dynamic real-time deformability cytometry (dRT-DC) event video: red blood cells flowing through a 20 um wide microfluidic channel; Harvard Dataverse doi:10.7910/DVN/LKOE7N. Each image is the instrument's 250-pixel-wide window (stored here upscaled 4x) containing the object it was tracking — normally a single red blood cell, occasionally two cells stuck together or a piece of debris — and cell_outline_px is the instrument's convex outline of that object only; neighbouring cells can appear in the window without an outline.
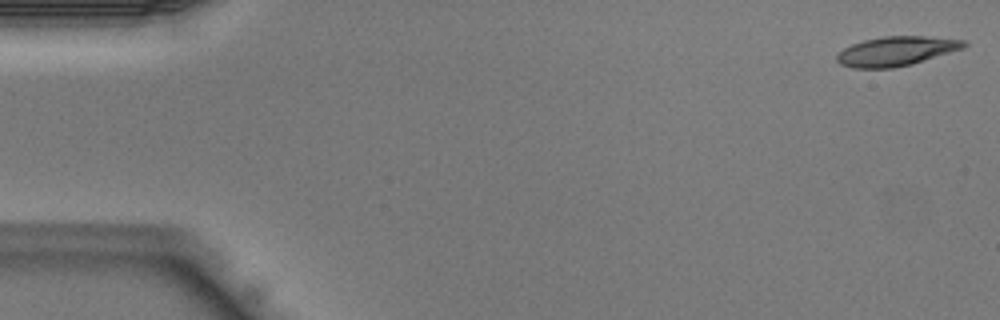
{"species": "Egyptian fruit bat (a non-hibernating species)", "species_latin": "Rousettus aegyptiacus", "temperature_condition": "warm", "stored_images_in_passage": 42, "camera_frame_rate_fps": 3000, "um_per_image_px": 0.085, "animal": {"sex": "male"}, "frame": {"image": 1, "passage_image": 1, "time_ms": 0.0, "image_size_px": [1000, 320], "cell_outline_px": [[968, 44], [964, 48], [912, 64], [892, 68], [852, 68], [840, 64], [836, 60], [836, 56], [844, 48], [852, 44], [864, 40], [884, 36], [924, 36], [964, 40]], "centroid_in_image_um": [76.17, 4.35], "position_along_channel_um": 8.8, "area_um2": 21.68}}
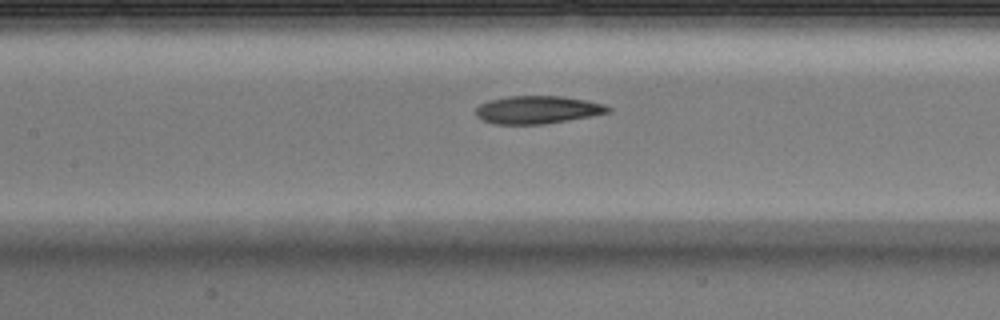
{"frame": {"image": 2, "passage_image": 19, "time_ms": 6.0, "image_size_px": [1000, 320], "cell_outline_px": [[612, 112], [568, 120], [544, 124], [496, 124], [484, 120], [476, 116], [476, 108], [480, 104], [492, 100], [508, 96], [560, 96], [584, 100], [604, 104], [612, 108]], "centroid_in_image_um": [45.71, 9.33], "position_along_channel_um": 161.7, "area_um2": 21.27}}
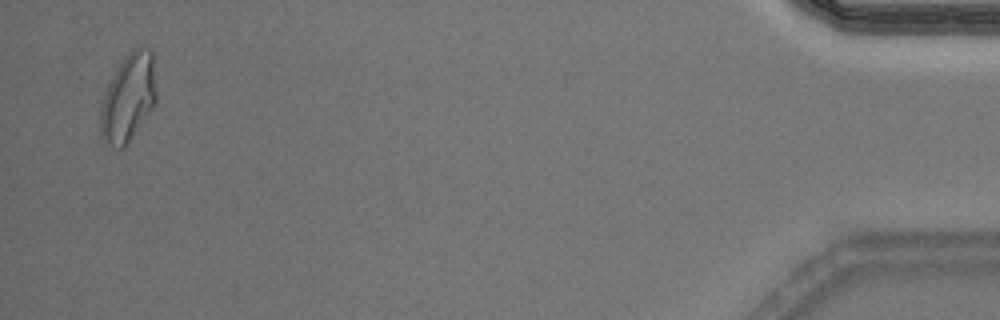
{"frame": {"image": 3, "passage_image": 41, "time_ms": 13.333, "image_size_px": [1000, 320], "cell_outline_px": [[156, 100], [128, 144], [124, 148], [120, 148], [104, 140], [100, 132], [100, 108], [108, 84], [116, 68], [128, 52], [132, 48], [148, 48], [152, 52], [156, 92]], "centroid_in_image_um": [10.9, 8.28], "position_along_channel_um": 424.3, "area_um2": 28.09}}